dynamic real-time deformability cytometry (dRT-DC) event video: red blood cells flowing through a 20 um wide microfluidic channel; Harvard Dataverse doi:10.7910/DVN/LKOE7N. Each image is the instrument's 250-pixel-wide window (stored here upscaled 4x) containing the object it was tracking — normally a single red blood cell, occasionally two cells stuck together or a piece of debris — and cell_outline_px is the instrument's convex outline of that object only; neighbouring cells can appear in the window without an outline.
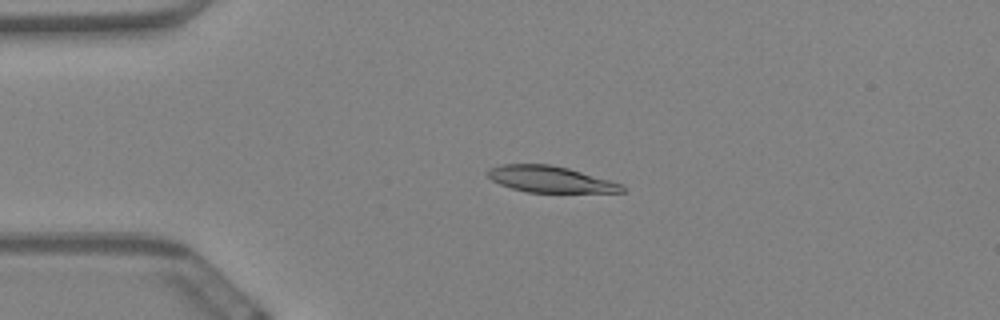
{"species": "Egyptian fruit bat (a non-hibernating species)", "species_latin": "Rousettus aegyptiacus", "temperature_condition": "warm", "stored_images_in_passage": 60, "camera_frame_rate_fps": 3000, "um_per_image_px": 0.085, "animal": {"sex": "female"}, "frame": {"image": 1, "passage_image": 14, "time_ms": 4.333, "image_size_px": [1000, 320], "cell_outline_px": [[628, 188], [624, 192], [528, 192], [512, 188], [500, 184], [492, 180], [484, 172], [488, 168], [500, 164], [548, 164], [568, 168], [608, 180], [620, 184]], "centroid_in_image_um": [46.72, 15.23], "position_along_channel_um": 38.3, "area_um2": 20.46}}
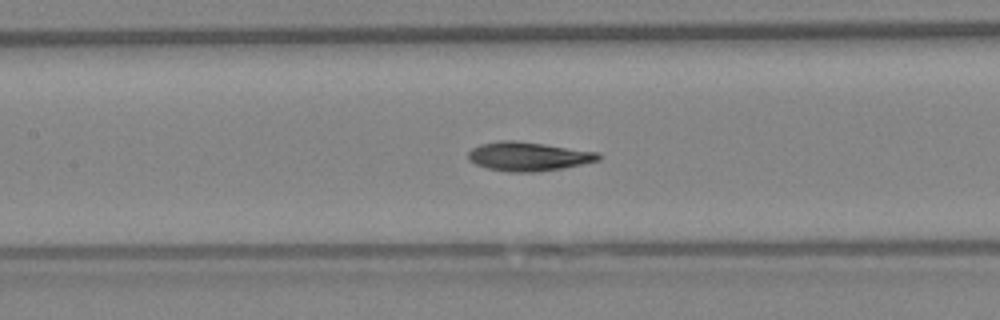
{"frame": {"image": 2, "passage_image": 28, "time_ms": 9.0, "image_size_px": [1000, 320], "cell_outline_px": [[600, 160], [564, 168], [536, 172], [508, 172], [488, 168], [476, 164], [468, 160], [468, 152], [472, 148], [480, 144], [500, 140], [516, 140], [600, 152]], "centroid_in_image_um": [44.91, 13.29], "position_along_channel_um": 162.5, "area_um2": 22.08}}
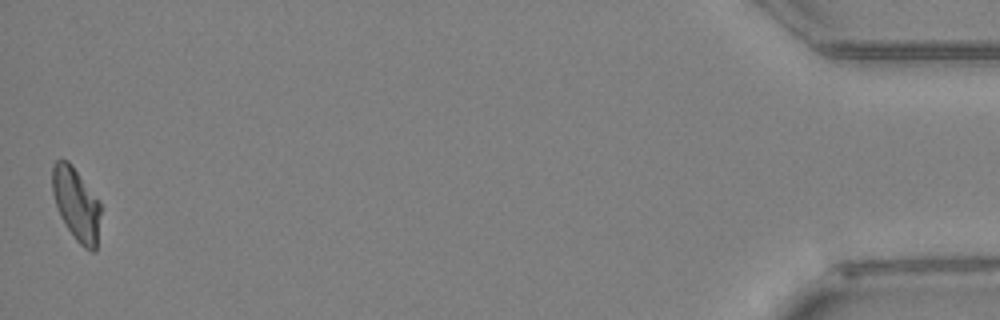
{"frame": {"image": 3, "passage_image": 60, "time_ms": 19.667, "image_size_px": [1000, 320], "cell_outline_px": [[100, 212], [96, 252], [92, 252], [84, 248], [76, 240], [64, 224], [60, 216], [52, 192], [52, 164], [56, 160], [68, 160], [72, 164], [100, 200]], "centroid_in_image_um": [6.48, 17.34], "position_along_channel_um": 428.7, "area_um2": 20.75}, "authors_computed_cell_mechanics": {"area_um2": 21.2704, "velocity_mm_per_s": 3.3806, "shape_relaxation_time_tau1_ms": 6.4126, "shape_relaxation_time_tau2_ms": 3.779, "deformation_change_tau1": 0.2035, "deformation_change_tau2": 0.0884}}